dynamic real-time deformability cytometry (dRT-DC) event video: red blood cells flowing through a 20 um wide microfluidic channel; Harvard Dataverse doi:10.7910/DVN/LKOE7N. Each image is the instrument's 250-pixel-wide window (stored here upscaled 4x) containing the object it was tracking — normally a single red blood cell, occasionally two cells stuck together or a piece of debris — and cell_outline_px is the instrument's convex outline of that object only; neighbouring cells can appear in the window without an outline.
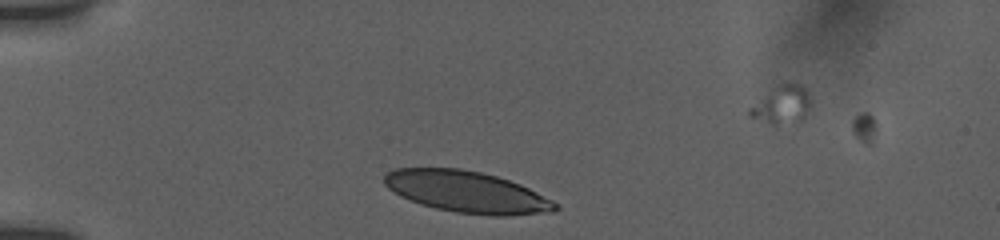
{"species": "human", "species_latin": "Homo sapiens", "temperature_condition": "room temperature", "stored_images_in_passage": 9, "camera_frame_rate_fps": 3000, "um_per_image_px": 0.085, "donor": {"sex": "female"}, "frame": {"image": 1, "passage_image": 3, "time_ms": 1.0, "image_size_px": [1000, 240], "cell_outline_px": [[560, 208], [552, 212], [508, 216], [492, 216], [456, 212], [436, 208], [420, 204], [400, 196], [388, 188], [384, 184], [384, 172], [396, 168], [460, 168], [480, 172], [496, 176], [520, 184], [560, 204]], "centroid_in_image_um": [39.68, 16.31], "position_along_channel_um": 45.3, "area_um2": 41.5}}
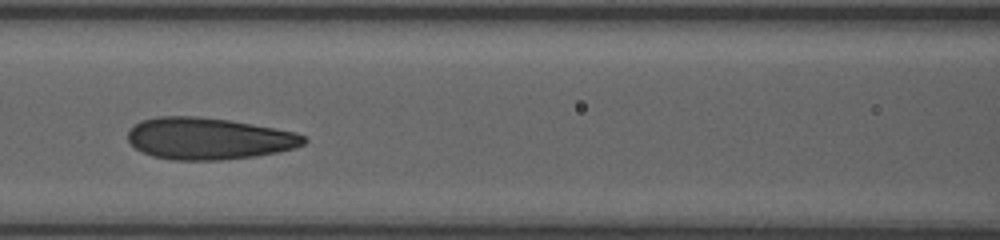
{"frame": {"image": 2, "passage_image": 7, "time_ms": 4.667, "image_size_px": [1000, 240], "cell_outline_px": [[308, 140], [304, 144], [296, 148], [280, 152], [256, 156], [220, 160], [172, 160], [152, 156], [136, 148], [128, 140], [128, 132], [140, 120], [160, 116], [196, 116], [228, 120], [296, 132], [304, 136]], "centroid_in_image_um": [17.76, 11.78], "position_along_channel_um": 148.8, "area_um2": 42.83}}
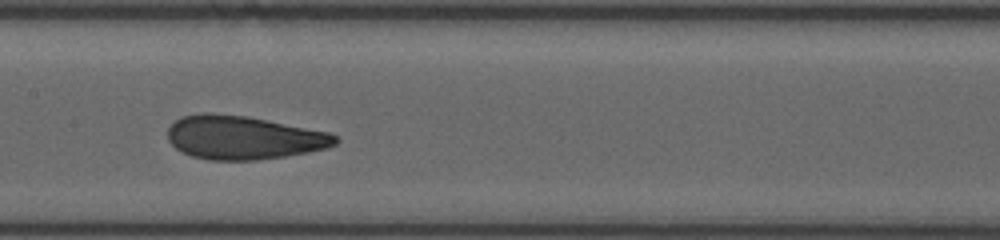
{"frame": {"image": 3, "passage_image": 8, "time_ms": 5.667, "image_size_px": [1000, 240], "cell_outline_px": [[340, 140], [336, 144], [328, 148], [308, 152], [284, 156], [256, 160], [208, 160], [192, 156], [176, 148], [168, 140], [168, 128], [180, 116], [244, 116], [328, 132], [336, 136]], "centroid_in_image_um": [20.74, 11.74], "position_along_channel_um": 186.7, "area_um2": 41.33}}